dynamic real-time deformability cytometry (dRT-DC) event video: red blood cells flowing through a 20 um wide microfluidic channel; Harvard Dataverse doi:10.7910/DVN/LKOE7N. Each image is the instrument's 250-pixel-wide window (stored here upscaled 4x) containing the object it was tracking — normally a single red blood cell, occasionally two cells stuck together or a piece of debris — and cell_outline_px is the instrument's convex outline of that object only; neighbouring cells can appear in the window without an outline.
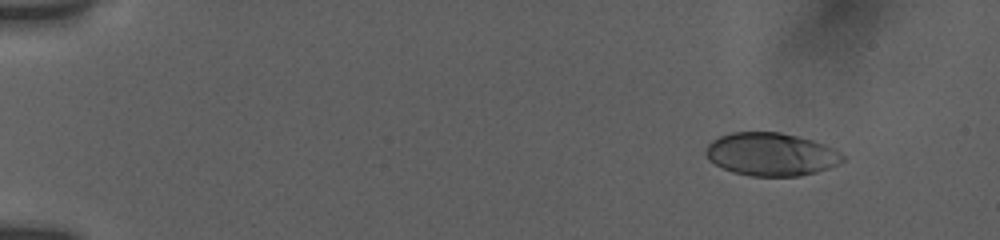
{"species": "human", "species_latin": "Homo sapiens", "temperature_condition": "room temperature", "stored_images_in_passage": 9, "camera_frame_rate_fps": 3000, "um_per_image_px": 0.085, "donor": {"sex": "female"}, "frame": {"image": 1, "passage_image": 3, "time_ms": 2.0, "image_size_px": [1000, 240], "cell_outline_px": [[844, 160], [840, 164], [816, 172], [800, 176], [752, 176], [732, 172], [708, 160], [704, 152], [704, 148], [712, 140], [720, 136], [732, 132], [780, 132], [812, 140], [836, 148], [844, 156]], "centroid_in_image_um": [65.54, 13.11], "position_along_channel_um": 19.5, "area_um2": 34.51}}
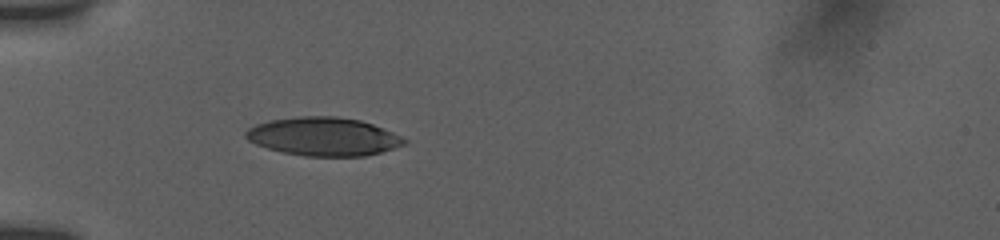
{"frame": {"image": 2, "passage_image": 7, "time_ms": 6.0, "image_size_px": [1000, 240], "cell_outline_px": [[408, 144], [380, 152], [364, 156], [304, 156], [284, 152], [268, 148], [256, 144], [248, 140], [244, 136], [244, 132], [248, 128], [256, 124], [268, 120], [296, 116], [336, 116], [360, 120], [384, 128], [408, 140]], "centroid_in_image_um": [27.49, 11.6], "position_along_channel_um": 57.5, "area_um2": 35.6}}